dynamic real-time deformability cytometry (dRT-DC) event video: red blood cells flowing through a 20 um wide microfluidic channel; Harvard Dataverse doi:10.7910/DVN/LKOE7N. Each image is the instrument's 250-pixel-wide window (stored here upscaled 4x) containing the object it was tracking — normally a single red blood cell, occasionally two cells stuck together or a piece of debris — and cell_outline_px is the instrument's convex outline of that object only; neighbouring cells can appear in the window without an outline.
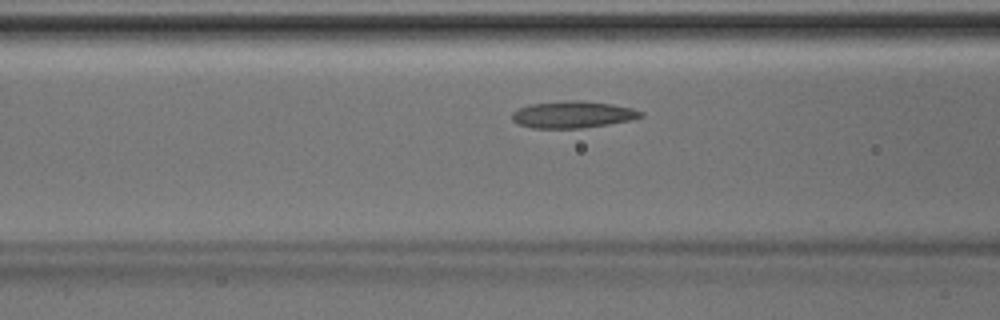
{"species": "Egyptian fruit bat (a non-hibernating species)", "species_latin": "Rousettus aegyptiacus", "temperature_condition": "room temperature", "stored_images_in_passage": 34, "camera_frame_rate_fps": 3000, "um_per_image_px": 0.085, "animal": {"sex": "male"}, "frame": {"image": 1, "passage_image": 12, "time_ms": 3.667, "image_size_px": [1000, 320], "cell_outline_px": [[644, 116], [632, 120], [608, 124], [580, 128], [532, 128], [520, 124], [512, 120], [512, 112], [528, 104], [568, 100], [580, 100], [612, 104], [632, 108], [644, 112]], "centroid_in_image_um": [48.7, 9.73], "position_along_channel_um": 117.9, "area_um2": 20.17}}
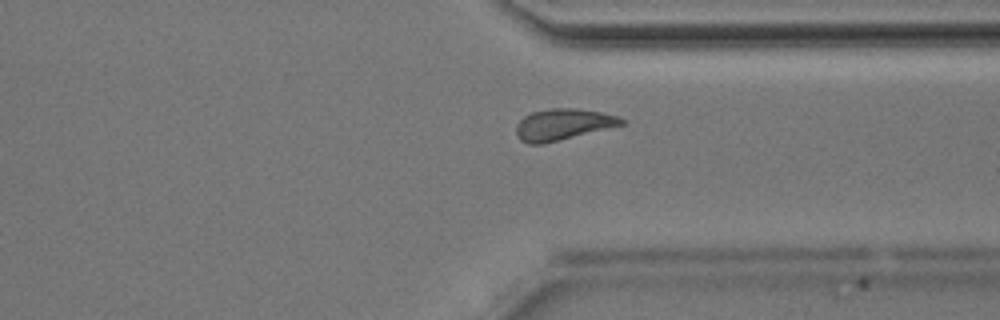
{"frame": {"image": 2, "passage_image": 29, "time_ms": 9.333, "image_size_px": [1000, 320], "cell_outline_px": [[624, 124], [560, 140], [540, 144], [528, 144], [520, 140], [516, 136], [516, 124], [524, 116], [532, 112], [552, 108], [576, 108], [600, 112], [620, 116], [624, 120]], "centroid_in_image_um": [47.82, 10.57], "position_along_channel_um": 363.6, "area_um2": 19.13}}
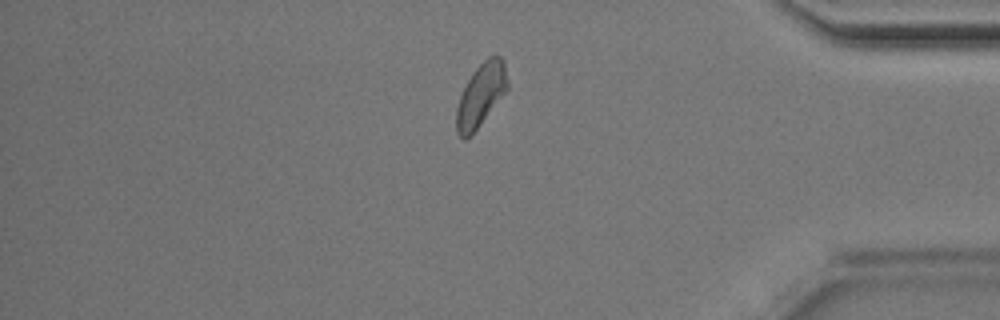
{"frame": {"image": 3, "passage_image": 33, "time_ms": 10.667, "image_size_px": [1000, 320], "cell_outline_px": [[508, 92], [476, 128], [464, 140], [456, 132], [456, 108], [460, 96], [472, 72], [488, 56], [500, 56], [504, 60], [508, 80]], "centroid_in_image_um": [40.9, 8.05], "position_along_channel_um": 394.3, "area_um2": 18.73}}